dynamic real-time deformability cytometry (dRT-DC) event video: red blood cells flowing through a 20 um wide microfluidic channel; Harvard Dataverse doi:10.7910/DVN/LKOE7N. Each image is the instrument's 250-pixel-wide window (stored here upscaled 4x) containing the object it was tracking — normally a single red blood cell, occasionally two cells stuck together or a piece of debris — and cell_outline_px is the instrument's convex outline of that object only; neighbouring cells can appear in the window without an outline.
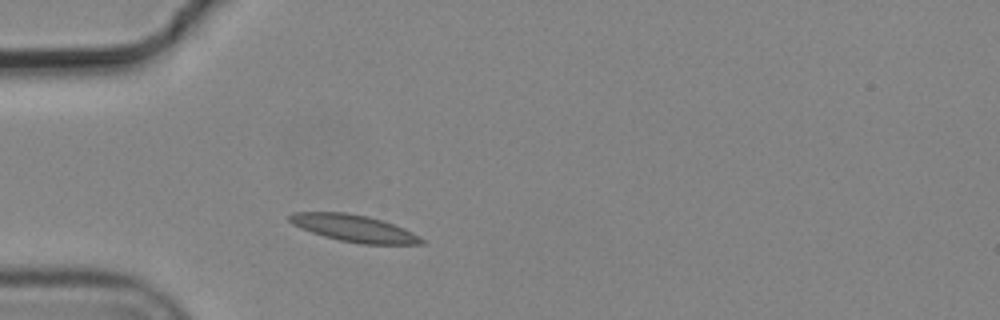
{"species": "common noctule bat (a hibernating species)", "species_latin": "Nyctalus noctula", "temperature_condition": "cold", "stored_images_in_passage": 1, "camera_frame_rate_fps": 3000, "um_per_image_px": 0.085, "animal": {"sex": "male", "body_mass_g": 19.2, "forearm_length_mm": 51.8}, "frame": {"image": 1, "passage_image": 1, "time_ms": 0.0, "image_size_px": [1000, 320], "cell_outline_px": [[428, 244], [360, 244], [340, 240], [324, 236], [300, 228], [292, 224], [288, 220], [288, 216], [292, 212], [344, 212], [368, 216], [404, 228], [420, 236]], "centroid_in_image_um": [30.09, 19.4], "position_along_channel_um": 54.9, "area_um2": 20.69}}